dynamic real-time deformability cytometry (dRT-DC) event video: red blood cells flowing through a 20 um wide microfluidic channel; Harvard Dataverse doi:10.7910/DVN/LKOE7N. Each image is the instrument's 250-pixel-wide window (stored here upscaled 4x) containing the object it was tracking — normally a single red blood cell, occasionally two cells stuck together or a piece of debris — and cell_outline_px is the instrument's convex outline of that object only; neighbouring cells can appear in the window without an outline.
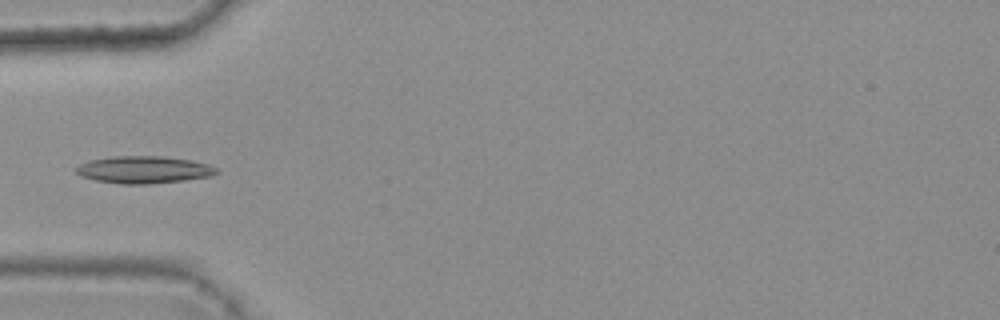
{"species": "common noctule bat (a hibernating species)", "species_latin": "Nyctalus noctula", "temperature_condition": "warm", "stored_images_in_passage": 7, "camera_frame_rate_fps": 3000, "um_per_image_px": 0.085, "animal": {"sex": "female", "body_mass_g": 25.1}, "frame": {"image": 1, "passage_image": 4, "time_ms": 1.0, "image_size_px": [1000, 320], "cell_outline_px": [[220, 172], [212, 176], [184, 180], [148, 184], [120, 184], [96, 180], [84, 176], [76, 172], [76, 168], [80, 164], [88, 160], [112, 156], [164, 156], [192, 160], [208, 164], [216, 168]], "centroid_in_image_um": [12.26, 14.42], "position_along_channel_um": 72.7, "area_um2": 22.31}}
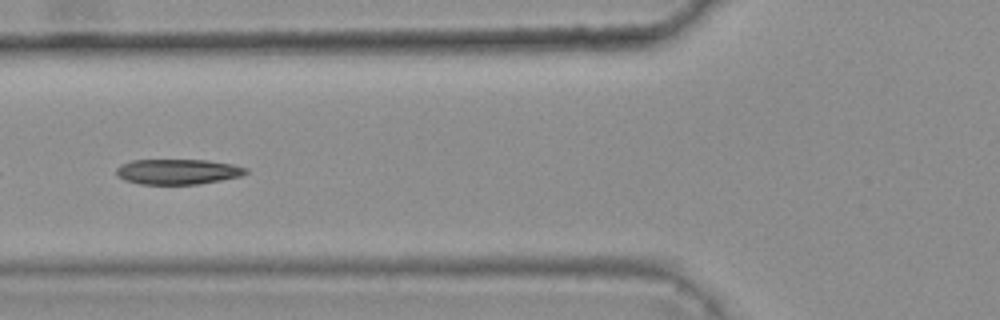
{"frame": {"image": 2, "passage_image": 5, "time_ms": 1.333, "image_size_px": [1000, 320], "cell_outline_px": [[248, 172], [240, 176], [220, 180], [196, 184], [140, 184], [124, 180], [116, 176], [116, 168], [120, 164], [132, 160], [204, 160], [232, 164], [248, 168]], "centroid_in_image_um": [15.06, 14.59], "position_along_channel_um": 110.7, "area_um2": 19.07}}
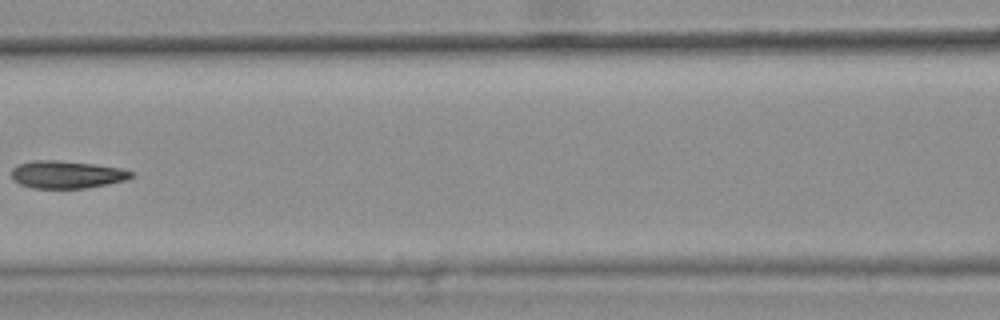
{"frame": {"image": 3, "passage_image": 6, "time_ms": 1.667, "image_size_px": [1000, 320], "cell_outline_px": [[136, 176], [128, 180], [88, 188], [32, 188], [20, 184], [12, 180], [12, 168], [20, 164], [32, 160], [56, 160], [96, 164], [120, 168], [136, 172]], "centroid_in_image_um": [5.73, 14.84], "position_along_channel_um": 160.9, "area_um2": 19.54}}